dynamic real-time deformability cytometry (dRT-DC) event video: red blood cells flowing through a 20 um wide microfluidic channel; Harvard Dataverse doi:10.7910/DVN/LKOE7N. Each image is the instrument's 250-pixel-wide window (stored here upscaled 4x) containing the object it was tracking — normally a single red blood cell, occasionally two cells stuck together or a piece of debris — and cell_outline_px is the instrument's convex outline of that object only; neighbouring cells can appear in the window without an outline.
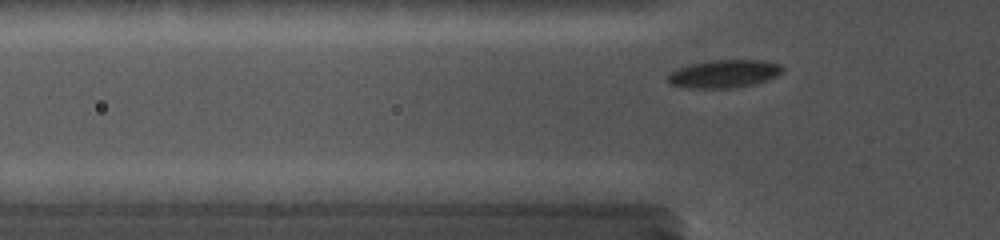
{"species": "common noctule bat (a hibernating species)", "species_latin": "Nyctalus noctula", "temperature_condition": "cold", "stored_images_in_passage": 33, "camera_frame_rate_fps": 5000, "um_per_image_px": 0.085, "animal": {"sex": "female", "body_mass_g": 19.0, "forearm_length_mm": 56.7}, "frame": {"image": 1, "passage_image": 5, "time_ms": 1.4, "image_size_px": [1000, 240], "cell_outline_px": [[784, 72], [776, 76], [756, 84], [736, 88], [688, 88], [672, 84], [668, 80], [668, 76], [676, 68], [688, 64], [708, 60], [764, 60], [780, 64], [784, 68]], "centroid_in_image_um": [61.58, 6.26], "position_along_channel_um": 64.2, "area_um2": 18.9}}
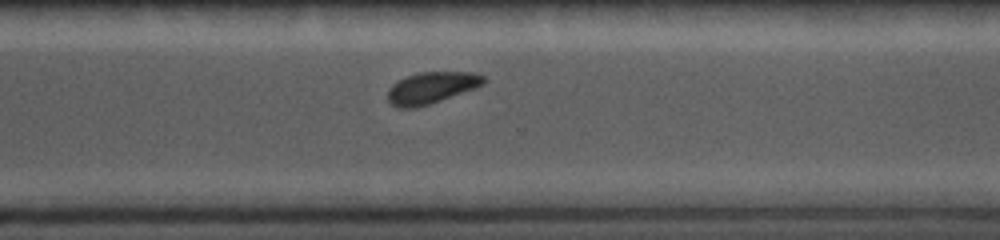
{"frame": {"image": 2, "passage_image": 24, "time_ms": 8.6, "image_size_px": [1000, 240], "cell_outline_px": [[488, 80], [484, 84], [476, 88], [416, 108], [400, 108], [392, 104], [388, 100], [388, 88], [392, 84], [416, 72], [476, 72], [484, 76]], "centroid_in_image_um": [36.71, 7.44], "position_along_channel_um": 333.9, "area_um2": 17.63}}
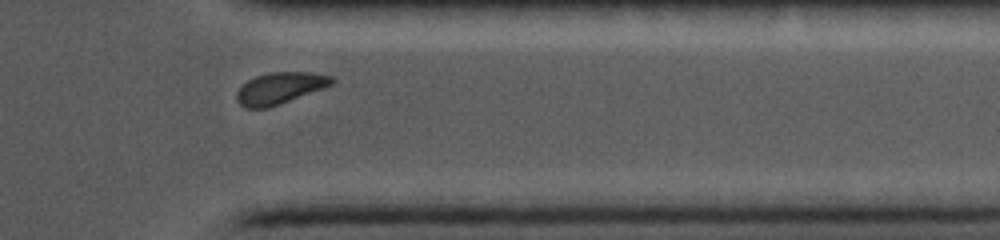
{"frame": {"image": 3, "passage_image": 28, "time_ms": 10.0, "image_size_px": [1000, 240], "cell_outline_px": [[336, 80], [332, 84], [324, 88], [280, 104], [268, 108], [244, 108], [236, 100], [236, 92], [248, 80], [256, 76], [272, 72], [312, 72], [332, 76]], "centroid_in_image_um": [23.8, 7.49], "position_along_channel_um": 387.6, "area_um2": 17.51}}